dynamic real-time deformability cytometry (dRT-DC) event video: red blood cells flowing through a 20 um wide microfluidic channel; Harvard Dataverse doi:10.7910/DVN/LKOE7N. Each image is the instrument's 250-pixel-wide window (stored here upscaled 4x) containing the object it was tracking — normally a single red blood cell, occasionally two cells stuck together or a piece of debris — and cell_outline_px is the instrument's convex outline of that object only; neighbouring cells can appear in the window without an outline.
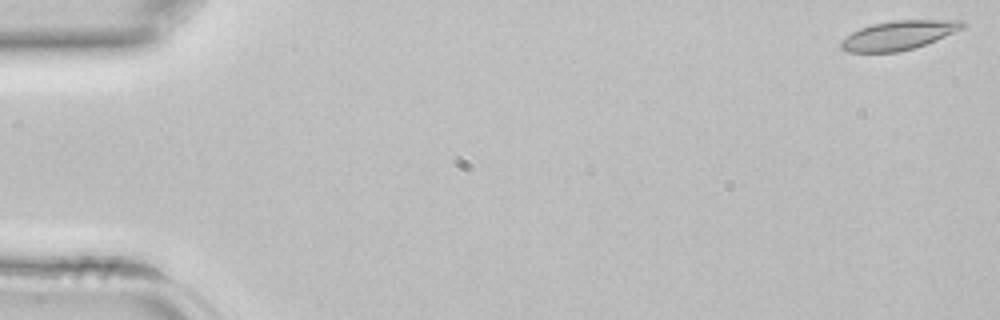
{"species": "common noctule bat (a hibernating species)", "species_latin": "Nyctalus noctula", "temperature_condition": "room temperature", "stored_images_in_passage": 43, "camera_frame_rate_fps": 3000, "um_per_image_px": 0.085, "animal": {"sex": "female", "body_mass_g": 22.7, "forearm_length_mm": 54.2}, "frame": {"image": 1, "passage_image": 1, "time_ms": 0.0, "image_size_px": [1000, 320], "cell_outline_px": [[968, 24], [964, 28], [936, 40], [912, 48], [896, 52], [848, 52], [840, 48], [840, 40], [852, 32], [860, 28], [872, 24], [892, 20], [964, 20]], "centroid_in_image_um": [76.38, 2.98], "position_along_channel_um": 8.6, "area_um2": 20.63}}
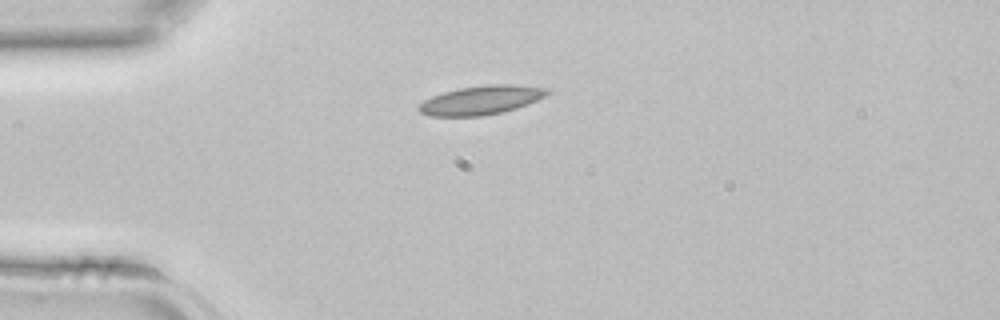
{"frame": {"image": 2, "passage_image": 11, "time_ms": 3.333, "image_size_px": [1000, 320], "cell_outline_px": [[552, 92], [528, 104], [516, 108], [500, 112], [480, 116], [428, 116], [420, 112], [416, 108], [424, 100], [432, 96], [444, 92], [460, 88], [488, 84], [512, 84], [548, 88]], "centroid_in_image_um": [40.89, 8.5], "position_along_channel_um": 44.1, "area_um2": 21.56}}
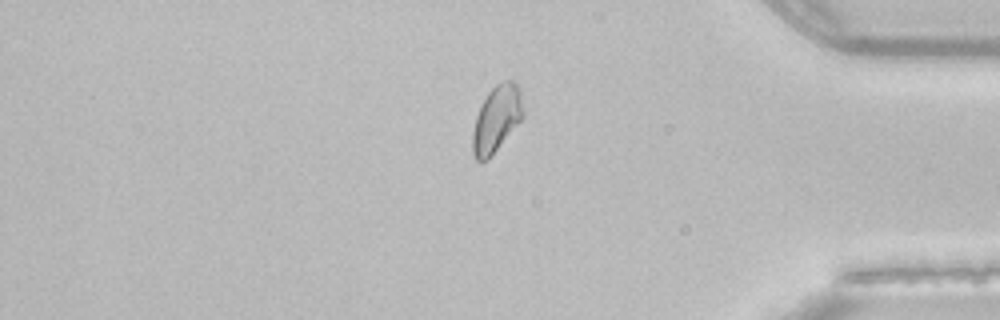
{"frame": {"image": 3, "passage_image": 36, "time_ms": 11.667, "image_size_px": [1000, 320], "cell_outline_px": [[524, 116], [488, 160], [476, 160], [472, 152], [472, 132], [476, 116], [480, 104], [488, 92], [496, 84], [504, 80], [512, 80], [520, 88], [524, 112]], "centroid_in_image_um": [42.2, 10.08], "position_along_channel_um": 393.0, "area_um2": 19.65}}